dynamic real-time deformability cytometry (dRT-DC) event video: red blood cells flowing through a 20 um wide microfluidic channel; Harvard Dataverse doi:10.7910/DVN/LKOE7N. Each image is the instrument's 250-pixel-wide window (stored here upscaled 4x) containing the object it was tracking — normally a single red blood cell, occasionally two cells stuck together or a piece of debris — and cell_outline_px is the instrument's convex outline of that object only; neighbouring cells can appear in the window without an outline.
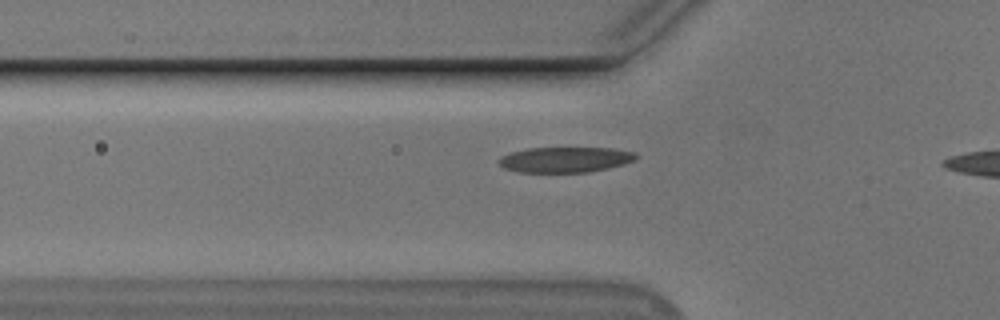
{"species": "Egyptian fruit bat (a non-hibernating species)", "species_latin": "Rousettus aegyptiacus", "temperature_condition": "cold", "stored_images_in_passage": 35, "camera_frame_rate_fps": 3000, "um_per_image_px": 0.085, "animal": {"sex": "male"}, "frame": {"image": 1, "passage_image": 8, "time_ms": 2.333, "image_size_px": [1000, 320], "cell_outline_px": [[640, 156], [624, 164], [608, 168], [588, 172], [520, 172], [504, 168], [496, 160], [500, 156], [512, 152], [528, 148], [612, 148], [636, 152]], "centroid_in_image_um": [48.04, 13.56], "position_along_channel_um": 77.8, "area_um2": 20.35}}
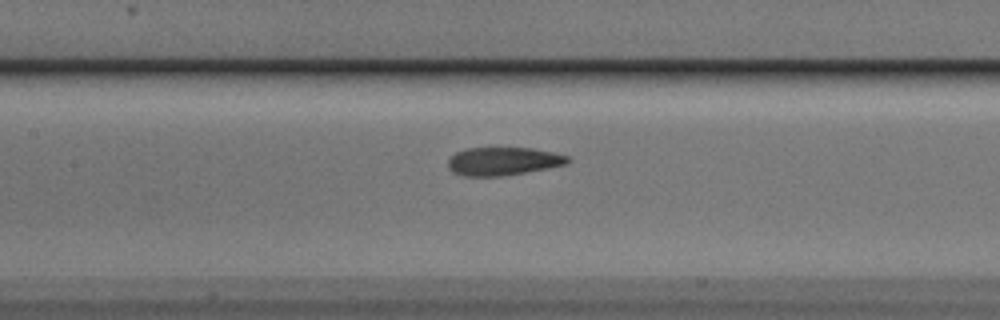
{"frame": {"image": 2, "passage_image": 15, "time_ms": 4.667, "image_size_px": [1000, 320], "cell_outline_px": [[572, 160], [564, 164], [548, 168], [504, 176], [464, 176], [452, 172], [448, 168], [448, 160], [456, 152], [468, 148], [532, 148], [552, 152], [568, 156]], "centroid_in_image_um": [42.75, 13.71], "position_along_channel_um": 164.6, "area_um2": 19.59}}
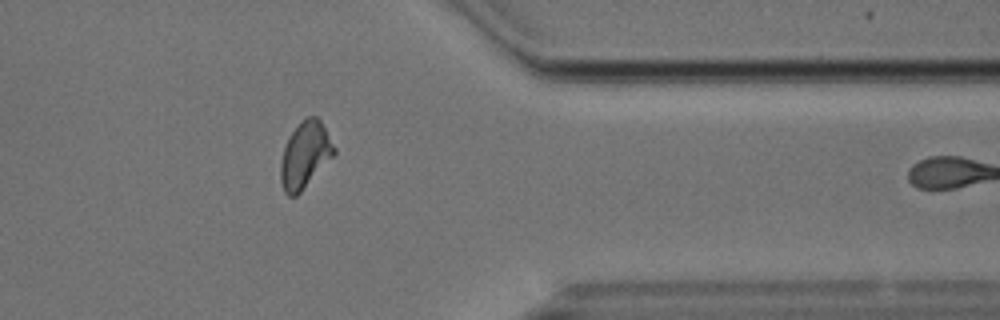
{"frame": {"image": 3, "passage_image": 34, "time_ms": 11.0, "image_size_px": [1000, 320], "cell_outline_px": [[336, 152], [300, 192], [296, 196], [288, 196], [284, 192], [280, 180], [280, 164], [284, 148], [292, 132], [308, 116], [316, 116], [320, 120], [336, 148]], "centroid_in_image_um": [25.92, 13.19], "position_along_channel_um": 385.5, "area_um2": 20.11}}